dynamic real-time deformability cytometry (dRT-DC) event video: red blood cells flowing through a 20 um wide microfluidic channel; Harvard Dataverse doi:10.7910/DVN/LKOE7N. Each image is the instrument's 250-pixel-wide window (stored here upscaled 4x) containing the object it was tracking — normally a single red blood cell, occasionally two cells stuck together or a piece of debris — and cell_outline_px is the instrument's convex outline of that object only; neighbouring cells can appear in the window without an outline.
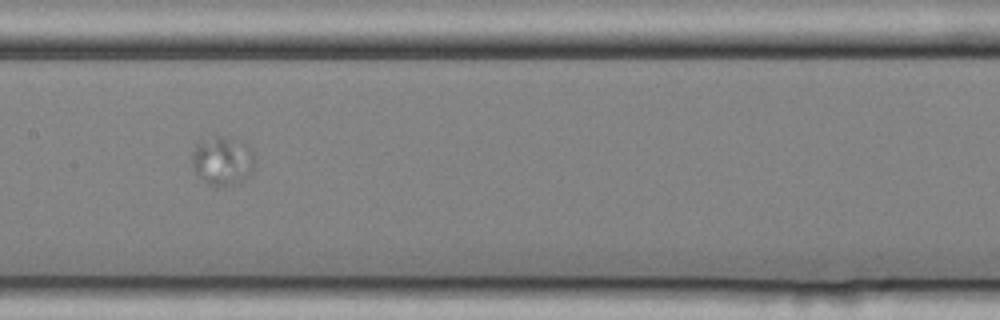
{"species": "common noctule bat (a hibernating species)", "species_latin": "Nyctalus noctula", "temperature_condition": "cold", "stored_images_in_passage": 14, "camera_frame_rate_fps": 3000, "um_per_image_px": 0.085, "animal": {"sex": "female", "body_mass_g": 25.1}, "frame": {"image": 1, "passage_image": 7, "time_ms": 2.0, "image_size_px": [1000, 320], "cell_outline_px": [[252, 172], [244, 180], [236, 184], [220, 188], [216, 188], [208, 184], [196, 172], [192, 164], [192, 152], [200, 136], [220, 136], [244, 144], [252, 148]], "centroid_in_image_um": [18.86, 13.68], "position_along_channel_um": 188.5, "area_um2": 17.98}}
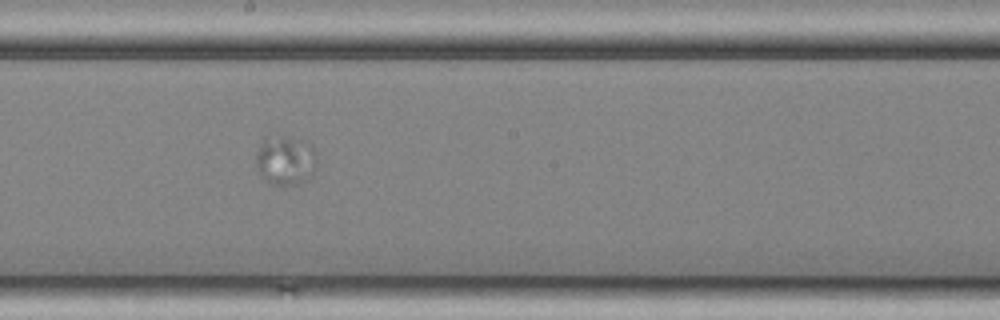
{"frame": {"image": 2, "passage_image": 8, "time_ms": 2.333, "image_size_px": [1000, 320], "cell_outline_px": [[316, 164], [308, 180], [296, 184], [272, 184], [260, 172], [256, 164], [256, 152], [260, 144], [264, 140], [276, 132], [312, 144], [316, 152]], "centroid_in_image_um": [24.28, 13.56], "position_along_channel_um": 223.9, "area_um2": 17.57}}
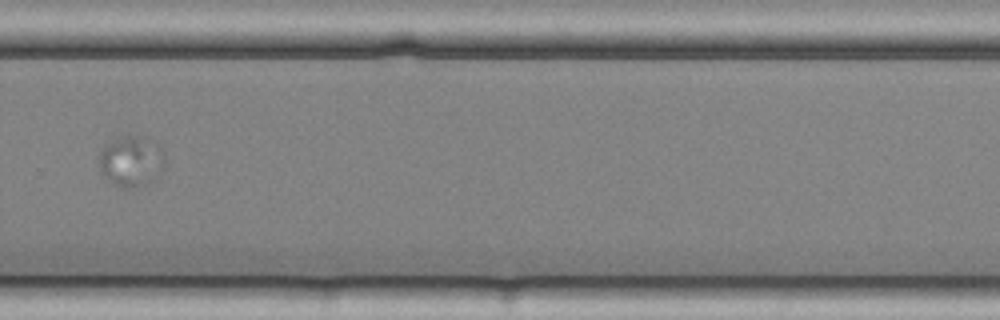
{"frame": {"image": 3, "passage_image": 10, "time_ms": 3.0, "image_size_px": [1000, 320], "cell_outline_px": [[164, 160], [160, 168], [152, 180], [128, 188], [120, 188], [112, 184], [104, 176], [100, 168], [100, 148], [104, 144], [128, 132], [156, 144], [164, 152]], "centroid_in_image_um": [11.07, 13.66], "position_along_channel_um": 318.7, "area_um2": 19.07}}